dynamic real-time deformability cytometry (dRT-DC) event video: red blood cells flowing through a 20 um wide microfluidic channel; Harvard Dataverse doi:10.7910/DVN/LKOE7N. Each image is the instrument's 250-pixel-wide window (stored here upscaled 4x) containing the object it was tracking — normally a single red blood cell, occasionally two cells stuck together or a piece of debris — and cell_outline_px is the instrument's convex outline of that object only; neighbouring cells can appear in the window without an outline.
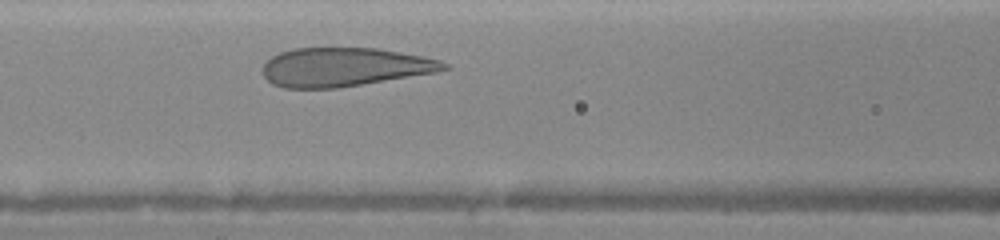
{"species": "human", "species_latin": "Homo sapiens", "temperature_condition": "warm", "stored_images_in_passage": 4, "camera_frame_rate_fps": 3000, "um_per_image_px": 0.085, "donor": {"sex": "female"}, "frame": {"image": 1, "passage_image": 4, "time_ms": 1.667, "image_size_px": [1000, 240], "cell_outline_px": [[448, 68], [436, 72], [336, 88], [284, 88], [272, 84], [264, 76], [264, 64], [272, 56], [280, 52], [296, 48], [376, 48], [424, 56], [440, 60], [448, 64]], "centroid_in_image_um": [29.26, 5.69], "position_along_channel_um": 137.3, "area_um2": 40.58}}